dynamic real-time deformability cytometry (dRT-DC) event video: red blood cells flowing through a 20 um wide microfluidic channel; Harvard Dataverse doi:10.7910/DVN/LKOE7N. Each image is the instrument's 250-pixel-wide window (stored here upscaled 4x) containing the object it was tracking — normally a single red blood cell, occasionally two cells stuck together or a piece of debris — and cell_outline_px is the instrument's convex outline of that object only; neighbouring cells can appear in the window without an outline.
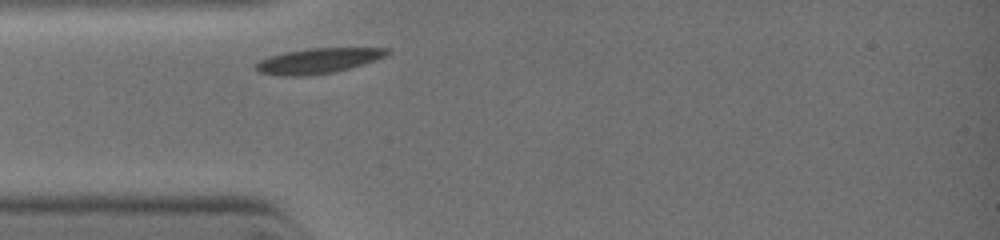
{"species": "common noctule bat (a hibernating species)", "species_latin": "Nyctalus noctula", "temperature_condition": "warm", "stored_images_in_passage": 1, "camera_frame_rate_fps": 3000, "um_per_image_px": 0.085, "animal": {"sex": "female", "body_mass_g": 19.0, "forearm_length_mm": 51.5}, "frame": {"image": 1, "passage_image": 1, "time_ms": 0.0, "image_size_px": [1000, 240], "cell_outline_px": [[392, 52], [388, 56], [348, 68], [332, 72], [304, 76], [280, 76], [260, 72], [256, 68], [256, 64], [260, 60], [284, 52], [312, 48], [388, 48]], "centroid_in_image_um": [27.07, 5.16], "position_along_channel_um": 57.9, "area_um2": 19.02}}